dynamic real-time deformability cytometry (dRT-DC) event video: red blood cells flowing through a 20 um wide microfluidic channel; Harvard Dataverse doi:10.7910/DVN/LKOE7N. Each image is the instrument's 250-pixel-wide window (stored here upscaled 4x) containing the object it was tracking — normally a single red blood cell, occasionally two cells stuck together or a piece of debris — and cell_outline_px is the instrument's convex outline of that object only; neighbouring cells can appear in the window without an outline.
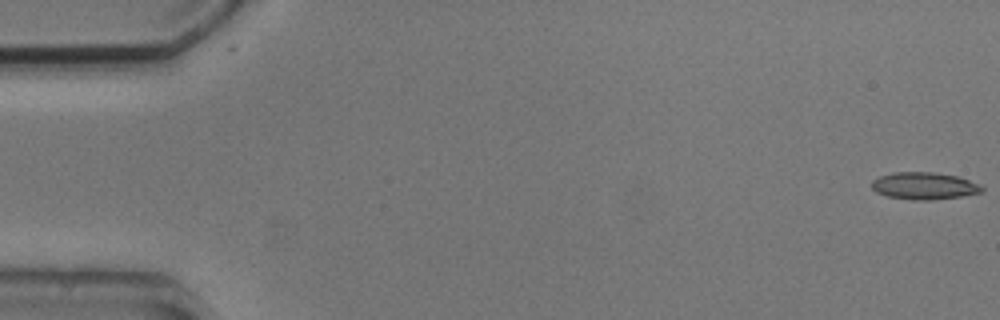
{"species": "common noctule bat (a hibernating species)", "species_latin": "Nyctalus noctula", "temperature_condition": "cold", "stored_images_in_passage": 5, "camera_frame_rate_fps": 3000, "um_per_image_px": 0.085, "animal": {"sex": "male", "body_mass_g": 20.5, "forearm_length_mm": 52.5}, "frame": {"image": 1, "passage_image": 1, "time_ms": 0.0, "image_size_px": [1000, 320], "cell_outline_px": [[984, 192], [964, 196], [928, 200], [912, 200], [888, 196], [876, 192], [872, 188], [872, 180], [880, 176], [892, 172], [932, 172], [956, 176], [980, 184], [984, 188]], "centroid_in_image_um": [78.57, 15.8], "position_along_channel_um": 6.4, "area_um2": 17.46}}
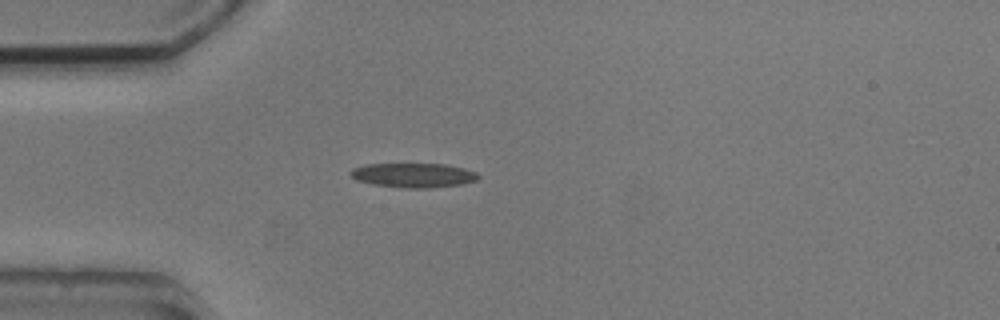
{"frame": {"image": 2, "passage_image": 4, "time_ms": 4.667, "image_size_px": [1000, 320], "cell_outline_px": [[480, 176], [476, 180], [460, 184], [432, 188], [404, 188], [372, 184], [356, 180], [348, 172], [352, 168], [364, 164], [444, 164], [464, 168], [476, 172]], "centroid_in_image_um": [35.11, 14.89], "position_along_channel_um": 49.9, "area_um2": 18.21}}